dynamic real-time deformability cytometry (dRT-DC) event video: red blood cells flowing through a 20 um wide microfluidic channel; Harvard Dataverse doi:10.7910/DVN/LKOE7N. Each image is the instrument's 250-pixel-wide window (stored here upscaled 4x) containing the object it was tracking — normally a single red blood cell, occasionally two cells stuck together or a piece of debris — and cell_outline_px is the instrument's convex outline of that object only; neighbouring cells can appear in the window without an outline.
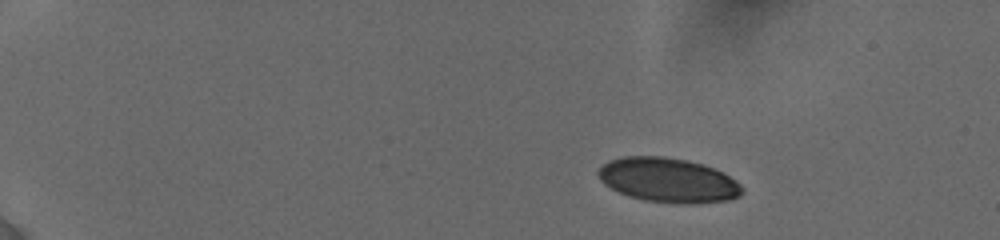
{"species": "human", "species_latin": "Homo sapiens", "temperature_condition": "cold", "stored_images_in_passage": 53, "camera_frame_rate_fps": 3000, "um_per_image_px": 0.085, "donor": {"sex": "female"}, "frame": {"image": 1, "passage_image": 1, "time_ms": 0.0, "image_size_px": [1000, 240], "cell_outline_px": [[744, 192], [740, 196], [728, 200], [644, 200], [628, 196], [604, 184], [600, 180], [596, 172], [608, 160], [624, 156], [664, 156], [704, 164], [736, 180], [744, 188]], "centroid_in_image_um": [56.73, 15.25], "position_along_channel_um": 28.3, "area_um2": 35.95}}
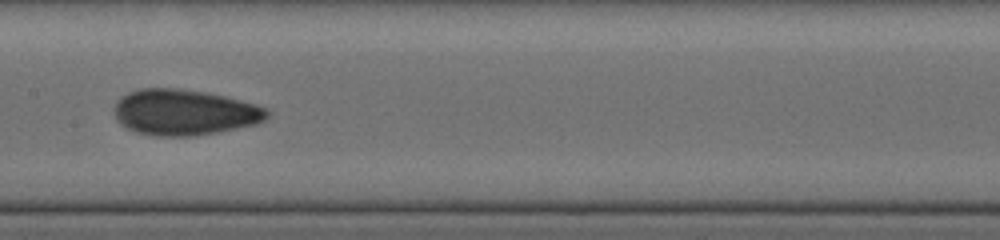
{"frame": {"image": 2, "passage_image": 32, "time_ms": 7.333, "image_size_px": [1000, 240], "cell_outline_px": [[268, 116], [264, 120], [256, 124], [196, 136], [156, 136], [136, 132], [120, 124], [116, 120], [116, 100], [120, 96], [128, 92], [140, 88], [176, 88], [204, 92], [224, 96], [256, 104], [268, 108]], "centroid_in_image_um": [15.66, 9.54], "position_along_channel_um": 191.7, "area_um2": 40.75}}
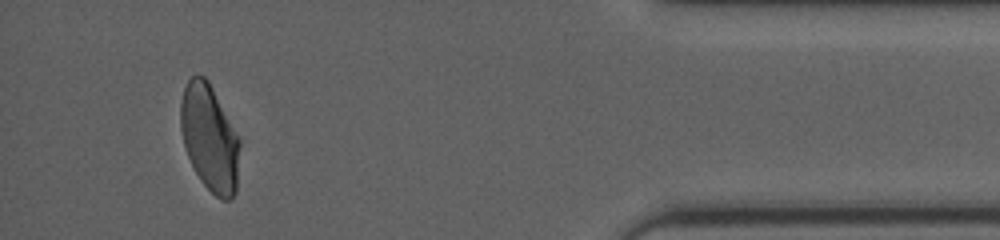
{"frame": {"image": 3, "passage_image": 52, "time_ms": 14.333, "image_size_px": [1000, 240], "cell_outline_px": [[236, 192], [232, 200], [220, 200], [200, 180], [184, 148], [180, 128], [180, 104], [184, 88], [188, 80], [196, 72], [204, 76], [208, 80], [236, 136]], "centroid_in_image_um": [17.73, 11.71], "position_along_channel_um": 417.5, "area_um2": 35.43}, "authors_computed_cell_mechanics": {"area_um2": 38.8994, "velocity_mm_per_s": 3.8489, "shape_relaxation_time_tau1_ms": 8.2066, "shape_relaxation_time_tau2_ms": 1.5613, "deformation_change_tau1": 0.1793, "deformation_change_tau2": 0.0669}}